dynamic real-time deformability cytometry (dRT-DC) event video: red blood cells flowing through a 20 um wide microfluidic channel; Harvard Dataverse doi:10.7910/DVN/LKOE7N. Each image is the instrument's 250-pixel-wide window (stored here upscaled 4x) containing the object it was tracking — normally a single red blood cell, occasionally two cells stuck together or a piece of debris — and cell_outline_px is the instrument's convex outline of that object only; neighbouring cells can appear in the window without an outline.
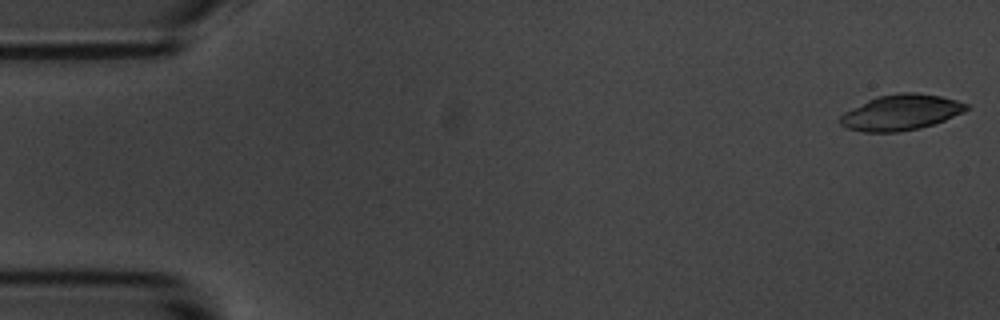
{"species": "common noctule bat (a hibernating species)", "species_latin": "Nyctalus noctula", "temperature_condition": "room temperature", "stored_images_in_passage": 55, "camera_frame_rate_fps": 3000, "um_per_image_px": 0.085, "animal": {"sex": "male", "body_mass_g": 20.1, "forearm_length_mm": 53.5}, "frame": {"image": 1, "passage_image": 1, "time_ms": 0.0, "image_size_px": [1000, 320], "cell_outline_px": [[968, 108], [964, 112], [944, 120], [920, 128], [900, 132], [864, 132], [848, 128], [840, 124], [840, 116], [844, 112], [876, 96], [900, 92], [916, 92], [940, 96], [956, 100], [968, 104]], "centroid_in_image_um": [76.57, 9.55], "position_along_channel_um": 8.4, "area_um2": 26.13}}
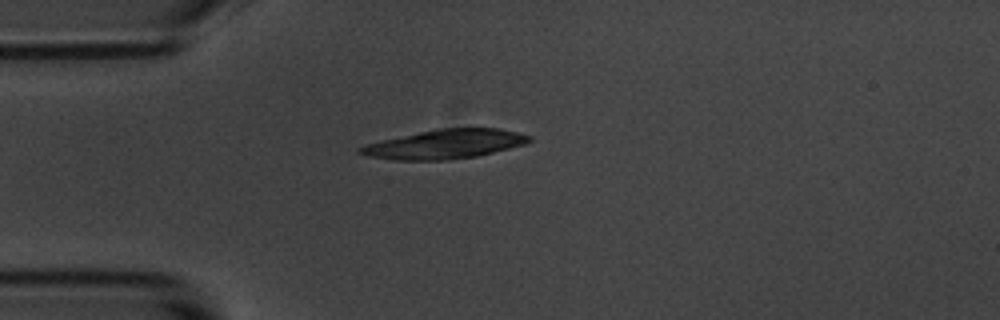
{"frame": {"image": 2, "passage_image": 14, "time_ms": 4.333, "image_size_px": [1000, 320], "cell_outline_px": [[532, 140], [524, 144], [476, 156], [448, 160], [396, 160], [368, 156], [356, 152], [356, 148], [364, 144], [380, 140], [440, 128], [496, 128], [516, 132], [532, 136]], "centroid_in_image_um": [37.76, 12.25], "position_along_channel_um": 47.2, "area_um2": 28.61}}